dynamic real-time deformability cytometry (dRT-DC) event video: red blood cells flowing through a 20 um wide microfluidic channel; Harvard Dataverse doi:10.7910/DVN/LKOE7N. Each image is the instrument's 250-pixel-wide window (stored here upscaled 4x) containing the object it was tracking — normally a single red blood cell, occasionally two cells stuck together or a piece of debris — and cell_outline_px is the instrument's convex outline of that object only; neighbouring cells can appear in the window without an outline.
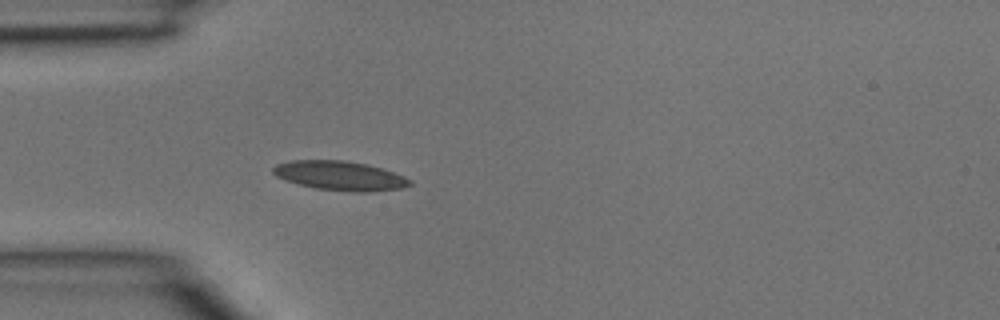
{"species": "common noctule bat (a hibernating species)", "species_latin": "Nyctalus noctula", "temperature_condition": "room temperature", "stored_images_in_passage": 3, "camera_frame_rate_fps": 3000, "um_per_image_px": 0.085, "animal": {"sex": "male", "body_mass_g": 15.6}, "frame": {"image": 1, "passage_image": 3, "time_ms": 0.667, "image_size_px": [1000, 320], "cell_outline_px": [[412, 184], [400, 188], [368, 192], [356, 192], [316, 188], [284, 180], [276, 176], [272, 172], [272, 168], [276, 164], [292, 160], [344, 160], [368, 164], [384, 168], [404, 176], [412, 180]], "centroid_in_image_um": [28.91, 14.92], "position_along_channel_um": 56.1, "area_um2": 23.41}}